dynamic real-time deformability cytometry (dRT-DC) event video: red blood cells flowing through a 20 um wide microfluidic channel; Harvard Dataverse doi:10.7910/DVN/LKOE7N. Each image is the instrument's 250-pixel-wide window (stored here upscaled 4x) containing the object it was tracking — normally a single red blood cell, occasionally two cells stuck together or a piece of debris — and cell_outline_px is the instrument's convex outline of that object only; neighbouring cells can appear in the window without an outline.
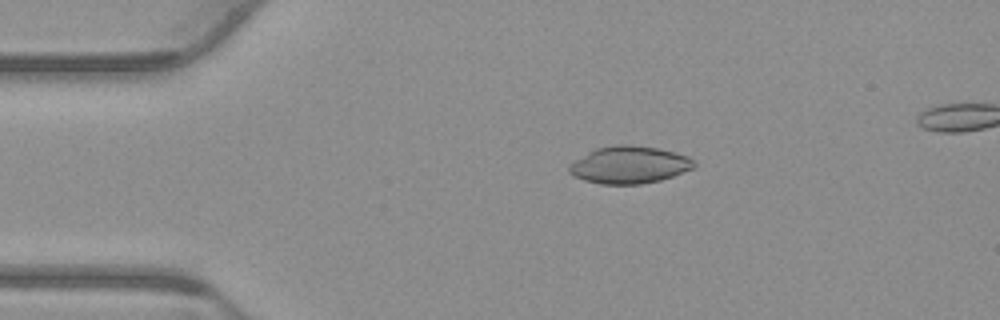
{"species": "common noctule bat (a hibernating species)", "species_latin": "Nyctalus noctula", "temperature_condition": "warm", "stored_images_in_passage": 43, "camera_frame_rate_fps": 3000, "um_per_image_px": 0.085, "animal": {"sex": "male", "body_mass_g": 23.1, "forearm_length_mm": 52.7}, "frame": {"image": 1, "passage_image": 2, "time_ms": 0.333, "image_size_px": [1000, 320], "cell_outline_px": [[696, 164], [692, 168], [672, 176], [660, 180], [640, 184], [600, 184], [584, 180], [568, 172], [568, 168], [576, 160], [588, 152], [596, 148], [616, 144], [628, 144], [660, 148], [676, 152], [688, 156]], "centroid_in_image_um": [53.5, 14.0], "position_along_channel_um": 31.5, "area_um2": 26.99}}
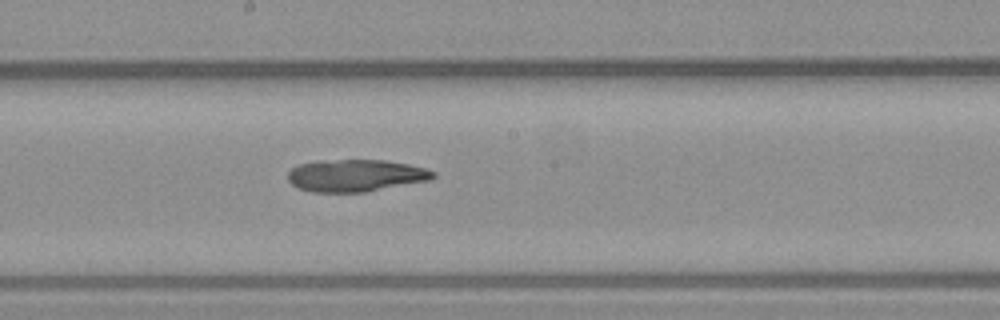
{"frame": {"image": 2, "passage_image": 20, "time_ms": 6.333, "image_size_px": [1000, 320], "cell_outline_px": [[436, 176], [428, 180], [364, 192], [312, 192], [296, 188], [288, 180], [288, 172], [292, 168], [300, 164], [320, 160], [384, 160], [408, 164], [424, 168], [436, 172]], "centroid_in_image_um": [30.19, 14.92], "position_along_channel_um": 218.0, "area_um2": 27.11}}
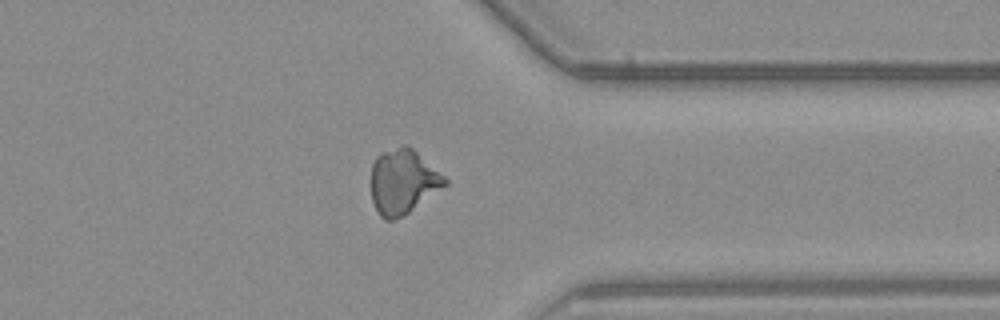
{"frame": {"image": 3, "passage_image": 33, "time_ms": 10.667, "image_size_px": [1000, 320], "cell_outline_px": [[448, 184], [408, 212], [392, 220], [384, 220], [380, 216], [372, 200], [372, 164], [376, 156], [380, 152], [404, 144], [412, 148], [444, 176], [448, 180]], "centroid_in_image_um": [34.24, 15.42], "position_along_channel_um": 377.2, "area_um2": 27.46}}